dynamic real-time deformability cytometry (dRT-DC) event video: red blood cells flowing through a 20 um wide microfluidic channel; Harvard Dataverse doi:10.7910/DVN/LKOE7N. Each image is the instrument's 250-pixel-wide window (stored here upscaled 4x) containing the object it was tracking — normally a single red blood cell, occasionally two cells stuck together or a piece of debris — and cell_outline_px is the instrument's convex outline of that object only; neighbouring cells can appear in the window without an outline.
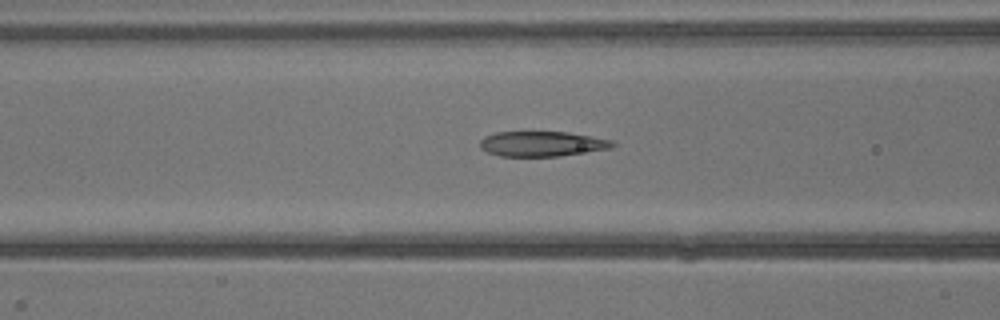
{"species": "common noctule bat (a hibernating species)", "species_latin": "Nyctalus noctula", "temperature_condition": "warm", "stored_images_in_passage": 5, "camera_frame_rate_fps": 3000, "um_per_image_px": 0.085, "animal": {"sex": "male", "body_mass_g": 13.3}, "frame": {"image": 1, "passage_image": 5, "time_ms": 4.667, "image_size_px": [1000, 320], "cell_outline_px": [[616, 144], [612, 148], [560, 156], [500, 156], [488, 152], [480, 148], [480, 140], [484, 136], [496, 132], [568, 132], [612, 140]], "centroid_in_image_um": [46.07, 12.22], "position_along_channel_um": 120.5, "area_um2": 19.36}}